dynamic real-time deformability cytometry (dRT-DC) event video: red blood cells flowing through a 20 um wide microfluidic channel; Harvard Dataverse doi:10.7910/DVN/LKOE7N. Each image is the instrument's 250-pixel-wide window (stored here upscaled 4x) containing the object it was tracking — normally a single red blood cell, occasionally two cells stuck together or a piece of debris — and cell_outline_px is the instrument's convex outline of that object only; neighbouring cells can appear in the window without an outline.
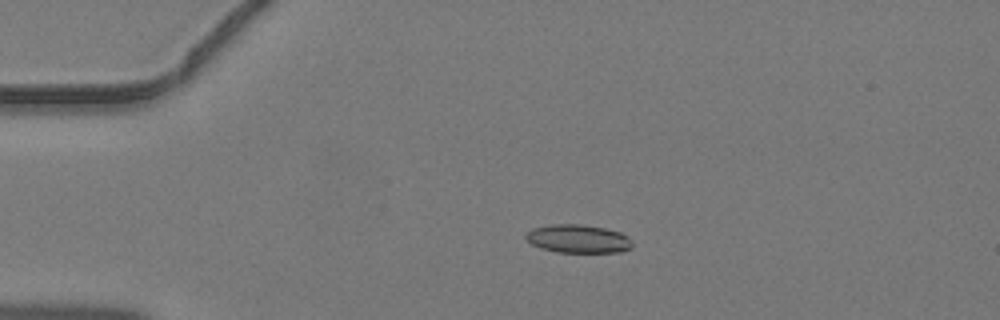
{"species": "common noctule bat (a hibernating species)", "species_latin": "Nyctalus noctula", "temperature_condition": "warm", "stored_images_in_passage": 44, "camera_frame_rate_fps": 3000, "um_per_image_px": 0.085, "animal": {"sex": "male", "body_mass_g": 19.2, "forearm_length_mm": 51.8}, "frame": {"image": 1, "passage_image": 9, "time_ms": 2.667, "image_size_px": [1000, 320], "cell_outline_px": [[632, 248], [620, 252], [556, 252], [540, 248], [532, 244], [524, 236], [532, 228], [552, 224], [580, 224], [604, 228], [620, 232], [628, 236], [632, 240]], "centroid_in_image_um": [49.15, 20.3], "position_along_channel_um": 35.8, "area_um2": 17.63}}
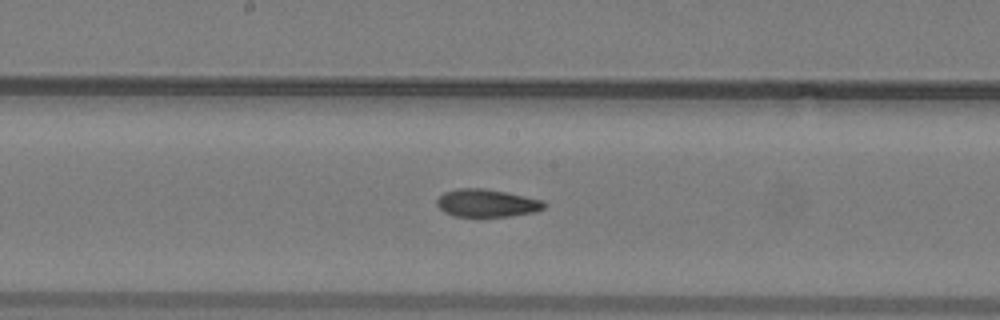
{"frame": {"image": 2, "passage_image": 23, "time_ms": 7.333, "image_size_px": [1000, 320], "cell_outline_px": [[544, 208], [532, 212], [508, 216], [452, 216], [444, 212], [436, 204], [436, 200], [444, 192], [460, 188], [484, 188], [544, 200]], "centroid_in_image_um": [41.33, 17.26], "position_along_channel_um": 206.9, "area_um2": 17.11}}
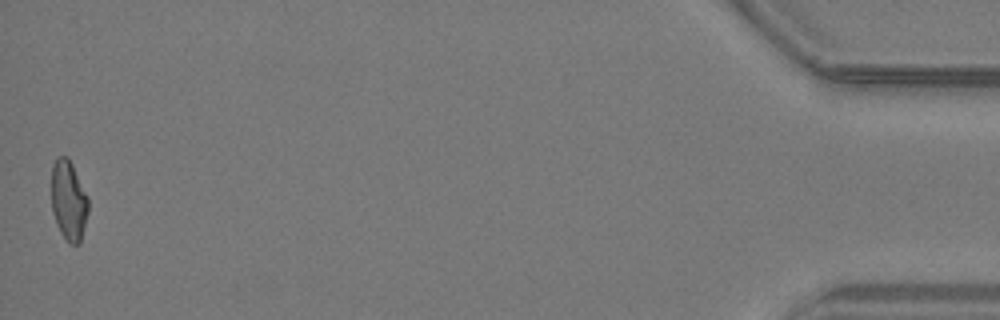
{"frame": {"image": 3, "passage_image": 44, "time_ms": 14.333, "image_size_px": [1000, 320], "cell_outline_px": [[88, 212], [80, 244], [68, 244], [60, 232], [56, 224], [52, 212], [52, 164], [56, 156], [68, 156], [88, 196]], "centroid_in_image_um": [5.83, 17.04], "position_along_channel_um": 429.4, "area_um2": 17.4}}